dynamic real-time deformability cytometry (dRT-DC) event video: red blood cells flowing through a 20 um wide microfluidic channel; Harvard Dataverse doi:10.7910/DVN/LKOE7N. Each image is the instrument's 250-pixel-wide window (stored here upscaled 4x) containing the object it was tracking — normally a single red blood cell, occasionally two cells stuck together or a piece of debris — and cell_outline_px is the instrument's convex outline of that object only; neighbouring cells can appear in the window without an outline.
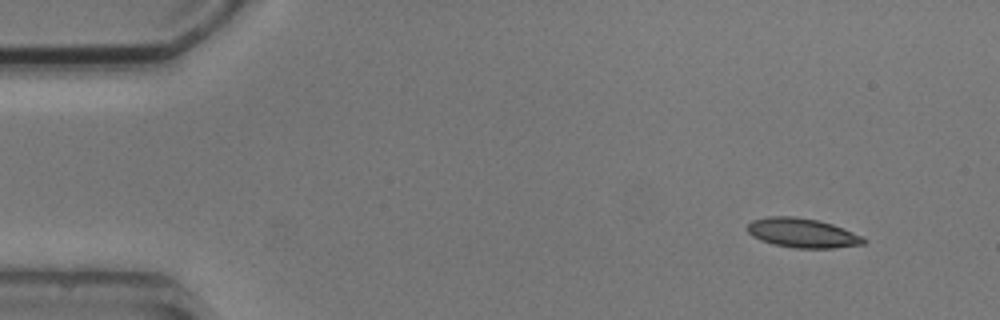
{"species": "common noctule bat (a hibernating species)", "species_latin": "Nyctalus noctula", "temperature_condition": "cold", "stored_images_in_passage": 6, "camera_frame_rate_fps": 3000, "um_per_image_px": 0.085, "animal": {"sex": "male", "body_mass_g": 20.5, "forearm_length_mm": 52.5}, "frame": {"image": 1, "passage_image": 1, "time_ms": 0.0, "image_size_px": [1000, 320], "cell_outline_px": [[868, 240], [864, 244], [832, 248], [796, 248], [772, 244], [760, 240], [752, 236], [748, 232], [748, 224], [752, 220], [768, 216], [792, 216], [816, 220], [832, 224], [864, 236]], "centroid_in_image_um": [68.21, 19.8], "position_along_channel_um": 16.8, "area_um2": 19.94}}